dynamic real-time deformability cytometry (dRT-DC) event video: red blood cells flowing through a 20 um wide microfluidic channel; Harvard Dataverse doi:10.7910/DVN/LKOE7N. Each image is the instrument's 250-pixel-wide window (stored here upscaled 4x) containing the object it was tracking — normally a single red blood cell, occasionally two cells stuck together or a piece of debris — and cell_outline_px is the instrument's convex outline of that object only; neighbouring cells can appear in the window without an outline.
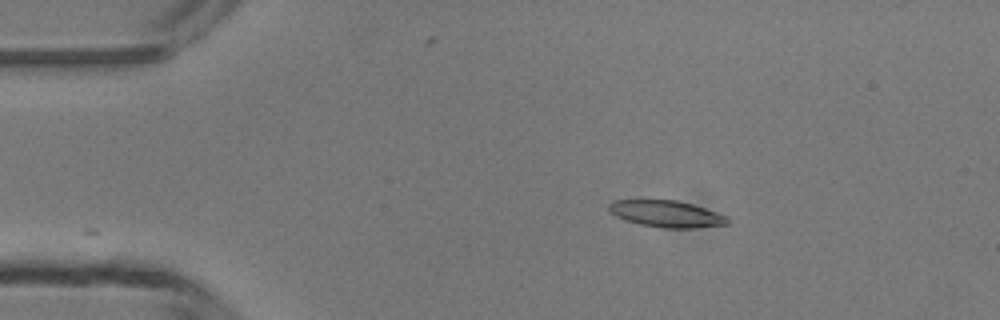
{"species": "common noctule bat (a hibernating species)", "species_latin": "Nyctalus noctula", "temperature_condition": "room temperature", "stored_images_in_passage": 41, "camera_frame_rate_fps": 3000, "um_per_image_px": 0.085, "animal": {"sex": "male", "body_mass_g": 13.3}, "frame": {"image": 1, "passage_image": 1, "time_ms": 0.0, "image_size_px": [1000, 320], "cell_outline_px": [[728, 224], [692, 228], [664, 228], [640, 224], [624, 220], [608, 212], [608, 204], [612, 200], [676, 200], [692, 204], [728, 216]], "centroid_in_image_um": [56.6, 18.17], "position_along_channel_um": 28.4, "area_um2": 18.44}}
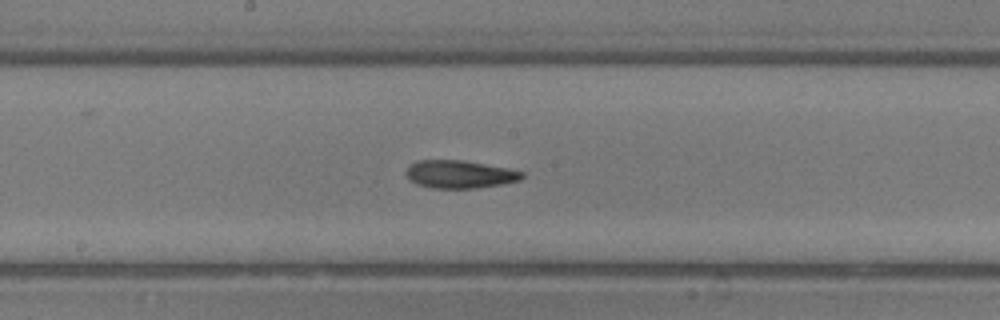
{"frame": {"image": 2, "passage_image": 18, "time_ms": 5.667, "image_size_px": [1000, 320], "cell_outline_px": [[524, 176], [520, 180], [500, 184], [476, 188], [432, 188], [416, 184], [408, 180], [408, 164], [420, 160], [460, 160], [484, 164], [524, 172]], "centroid_in_image_um": [39.04, 14.82], "position_along_channel_um": 209.2, "area_um2": 18.55}}
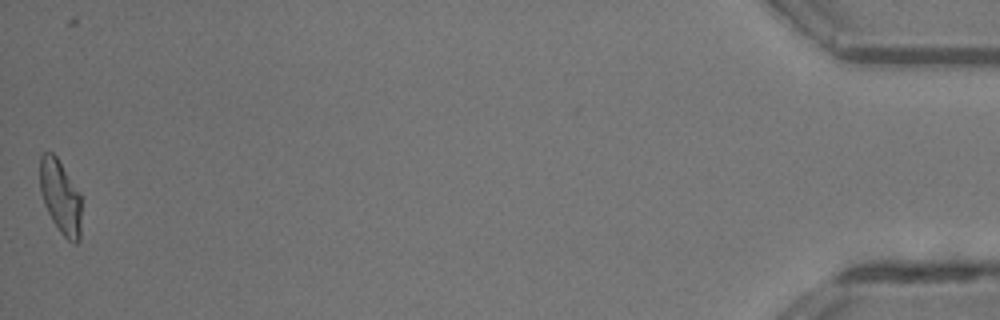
{"frame": {"image": 3, "passage_image": 41, "time_ms": 13.333, "image_size_px": [1000, 320], "cell_outline_px": [[80, 240], [76, 244], [72, 244], [60, 232], [52, 220], [44, 204], [40, 192], [40, 156], [44, 152], [52, 152], [56, 156], [80, 192]], "centroid_in_image_um": [5.13, 16.74], "position_along_channel_um": 430.1, "area_um2": 17.86}, "authors_computed_cell_mechanics": {"area_um2": 18.496, "velocity_mm_per_s": 4.2155, "shape_relaxation_time_tau1_ms": 5.9714, "shape_relaxation_time_tau2_ms": 4.1084, "deformation_change_tau1": 0.1884, "deformation_change_tau2": 0.1353}}